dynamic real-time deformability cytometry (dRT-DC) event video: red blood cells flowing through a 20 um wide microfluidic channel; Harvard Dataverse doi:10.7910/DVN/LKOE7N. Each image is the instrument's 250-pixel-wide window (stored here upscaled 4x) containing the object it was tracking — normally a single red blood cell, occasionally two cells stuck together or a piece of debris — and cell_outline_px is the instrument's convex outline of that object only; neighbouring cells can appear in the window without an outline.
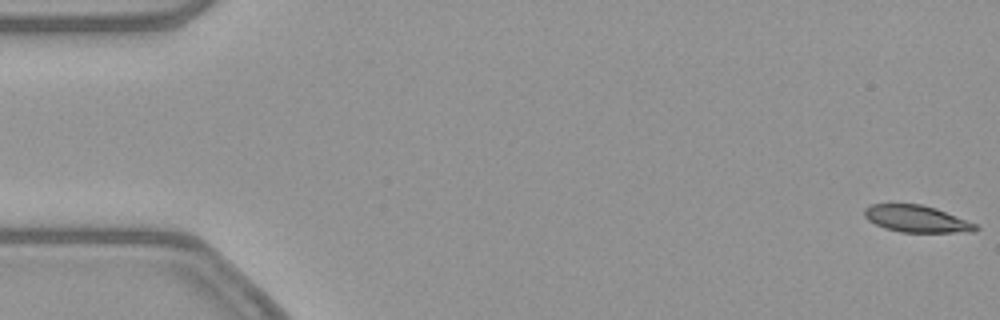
{"species": "common noctule bat (a hibernating species)", "species_latin": "Nyctalus noctula", "temperature_condition": "warm", "stored_images_in_passage": 55, "camera_frame_rate_fps": 3000, "um_per_image_px": 0.085, "animal": {"sex": "female", "body_mass_g": 21.9}, "frame": {"image": 1, "passage_image": 1, "time_ms": 0.0, "image_size_px": [1000, 320], "cell_outline_px": [[980, 228], [976, 232], [900, 232], [884, 228], [868, 220], [864, 216], [864, 208], [868, 204], [920, 204], [936, 208], [976, 224]], "centroid_in_image_um": [77.9, 18.6], "position_along_channel_um": 7.1, "area_um2": 17.46}}
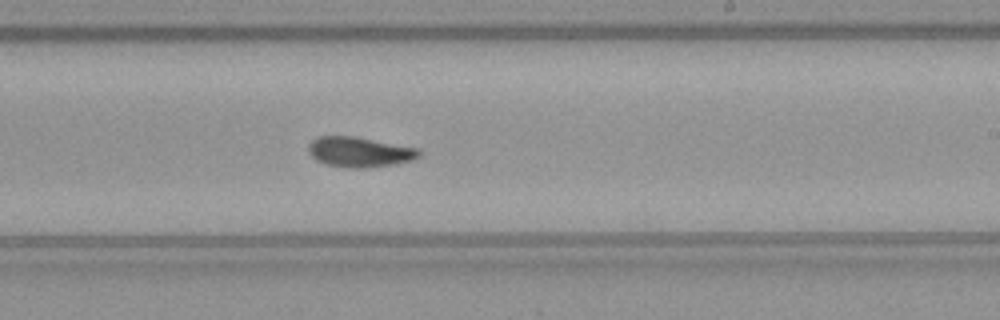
{"frame": {"image": 2, "passage_image": 32, "time_ms": 10.333, "image_size_px": [1000, 320], "cell_outline_px": [[420, 156], [412, 160], [396, 164], [364, 168], [348, 168], [328, 164], [316, 160], [308, 152], [308, 144], [316, 136], [356, 136], [416, 148], [420, 152]], "centroid_in_image_um": [30.53, 12.91], "position_along_channel_um": 258.5, "area_um2": 19.42}}
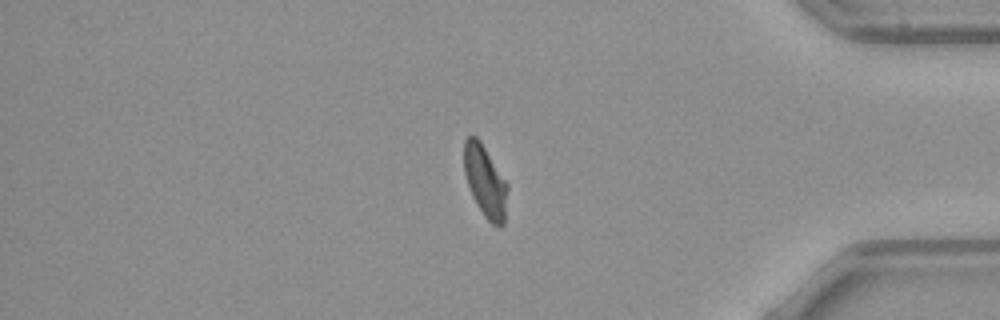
{"frame": {"image": 3, "passage_image": 45, "time_ms": 14.667, "image_size_px": [1000, 320], "cell_outline_px": [[508, 188], [504, 224], [496, 228], [484, 216], [472, 196], [464, 172], [464, 140], [468, 136], [476, 136], [480, 140], [508, 184]], "centroid_in_image_um": [41.25, 15.42], "position_along_channel_um": 394.0, "area_um2": 18.15}, "authors_computed_cell_mechanics": {"area_um2": 18.9584, "velocity_mm_per_s": 3.8439, "shape_relaxation_time_tau1_ms": null, "shape_relaxation_time_tau2_ms": 3.5152, "deformation_change_tau1": null, "deformation_change_tau2": 0.093}}